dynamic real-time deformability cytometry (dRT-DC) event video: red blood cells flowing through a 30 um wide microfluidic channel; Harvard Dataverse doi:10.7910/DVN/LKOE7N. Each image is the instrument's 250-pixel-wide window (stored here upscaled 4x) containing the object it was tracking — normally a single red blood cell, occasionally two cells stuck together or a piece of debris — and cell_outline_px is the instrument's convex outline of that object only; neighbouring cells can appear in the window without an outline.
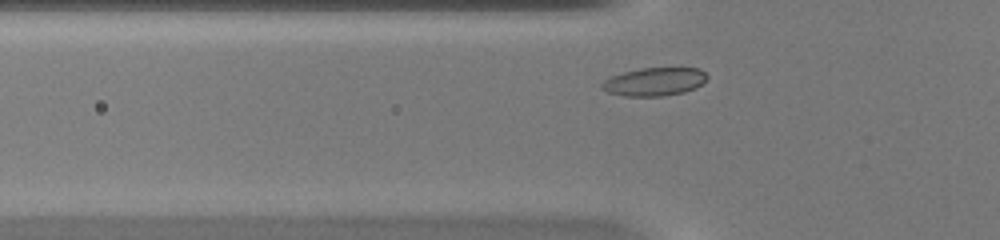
{"species": "common noctule bat (a hibernating species)", "species_latin": "Nyctalus noctula", "temperature_condition": "warm", "stored_images_in_passage": 32, "camera_frame_rate_fps": 3000, "um_per_image_px": 0.085, "animal": {"sex": "female", "body_mass_g": 20.0, "forearm_length_mm": 54.0}, "frame": {"image": 1, "passage_image": 5, "time_ms": 1.333, "image_size_px": [1000, 240], "cell_outline_px": [[708, 76], [696, 88], [684, 92], [664, 96], [624, 96], [608, 92], [600, 88], [600, 84], [604, 80], [612, 76], [624, 72], [640, 68], [700, 68]], "centroid_in_image_um": [55.6, 6.95], "position_along_channel_um": 70.2, "area_um2": 17.28}}
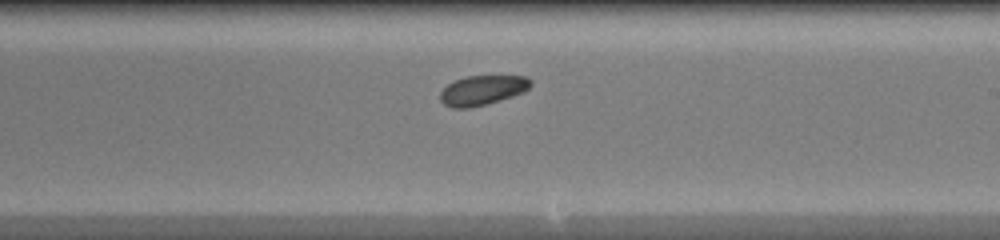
{"frame": {"image": 2, "passage_image": 18, "time_ms": 5.667, "image_size_px": [1000, 240], "cell_outline_px": [[532, 84], [524, 92], [500, 100], [468, 108], [452, 108], [444, 104], [440, 100], [440, 92], [448, 84], [464, 76], [528, 76], [532, 80]], "centroid_in_image_um": [41.01, 7.66], "position_along_channel_um": 248.0, "area_um2": 15.61}}
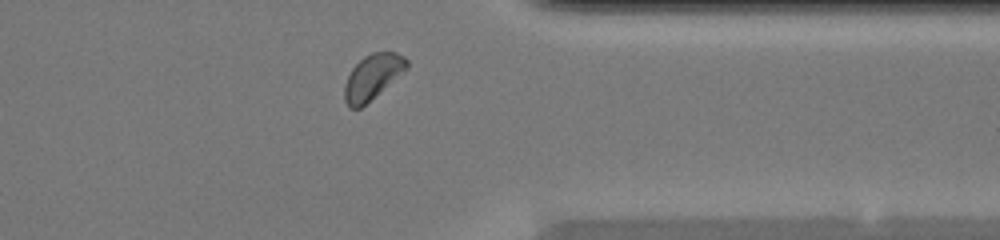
{"frame": {"image": 3, "passage_image": 28, "time_ms": 9.0, "image_size_px": [1000, 240], "cell_outline_px": [[408, 68], [360, 108], [348, 108], [344, 100], [344, 84], [352, 68], [364, 56], [372, 52], [396, 52], [404, 56], [408, 60]], "centroid_in_image_um": [31.65, 6.52], "position_along_channel_um": 379.7, "area_um2": 16.18}}